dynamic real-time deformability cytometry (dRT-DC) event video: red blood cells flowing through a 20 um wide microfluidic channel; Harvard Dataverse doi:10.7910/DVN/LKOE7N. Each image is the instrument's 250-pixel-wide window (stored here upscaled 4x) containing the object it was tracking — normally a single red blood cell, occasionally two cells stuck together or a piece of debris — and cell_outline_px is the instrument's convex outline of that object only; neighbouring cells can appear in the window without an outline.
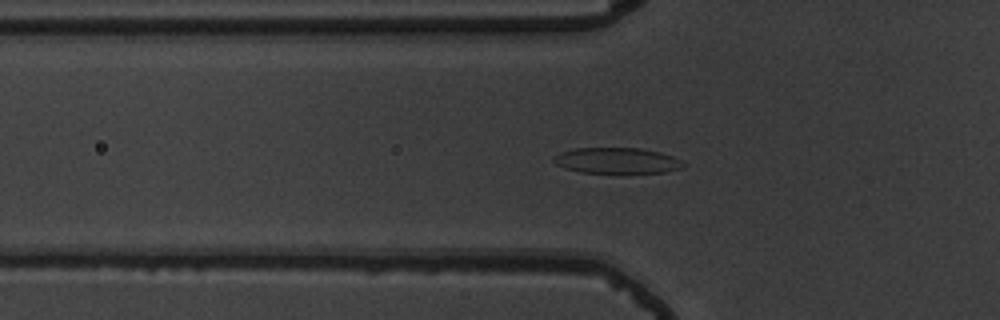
{"species": "common noctule bat (a hibernating species)", "species_latin": "Nyctalus noctula", "temperature_condition": "warm", "stored_images_in_passage": 51, "camera_frame_rate_fps": 3000, "um_per_image_px": 0.085, "animal": {"sex": "male", "body_mass_g": 19.5, "forearm_length_mm": 54.6}, "frame": {"image": 1, "passage_image": 14, "time_ms": 4.333, "image_size_px": [1000, 320], "cell_outline_px": [[684, 168], [664, 172], [624, 176], [620, 176], [580, 172], [564, 168], [556, 164], [552, 160], [560, 152], [576, 148], [640, 148], [660, 152], [672, 156], [680, 160], [684, 164]], "centroid_in_image_um": [52.46, 13.71], "position_along_channel_um": 73.3, "area_um2": 20.52}}
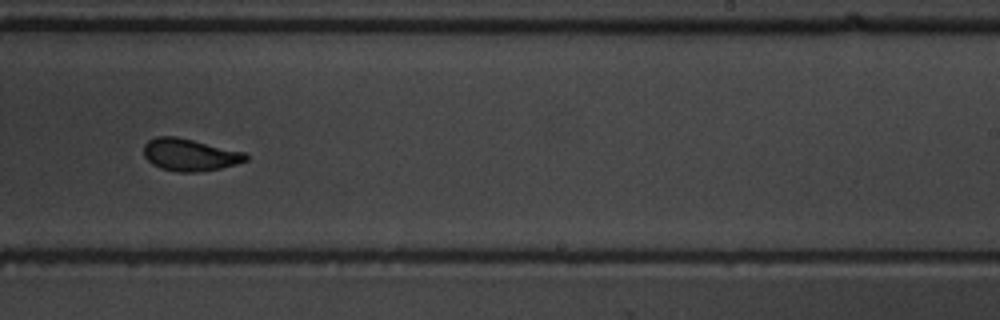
{"frame": {"image": 2, "passage_image": 30, "time_ms": 9.667, "image_size_px": [1000, 320], "cell_outline_px": [[248, 160], [236, 164], [220, 168], [196, 172], [176, 172], [160, 168], [152, 164], [144, 156], [144, 144], [148, 140], [156, 136], [176, 136], [244, 152], [248, 156]], "centroid_in_image_um": [16.1, 13.15], "position_along_channel_um": 272.9, "area_um2": 19.13}}
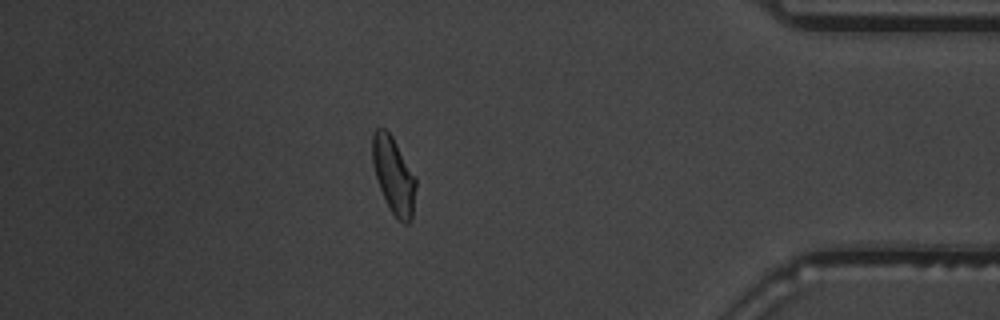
{"frame": {"image": 3, "passage_image": 43, "time_ms": 14.0, "image_size_px": [1000, 320], "cell_outline_px": [[416, 188], [412, 216], [408, 224], [404, 224], [396, 220], [380, 188], [372, 164], [372, 136], [376, 128], [384, 128], [392, 136], [416, 176]], "centroid_in_image_um": [33.47, 14.91], "position_along_channel_um": 401.7, "area_um2": 19.36}, "authors_computed_cell_mechanics": {"area_um2": 19.7098, "velocity_mm_per_s": 3.7465, "shape_relaxation_time_tau1_ms": 5.2154, "shape_relaxation_time_tau2_ms": 1.0557, "deformation_change_tau1": 0.148, "deformation_change_tau2": 0.0643}}